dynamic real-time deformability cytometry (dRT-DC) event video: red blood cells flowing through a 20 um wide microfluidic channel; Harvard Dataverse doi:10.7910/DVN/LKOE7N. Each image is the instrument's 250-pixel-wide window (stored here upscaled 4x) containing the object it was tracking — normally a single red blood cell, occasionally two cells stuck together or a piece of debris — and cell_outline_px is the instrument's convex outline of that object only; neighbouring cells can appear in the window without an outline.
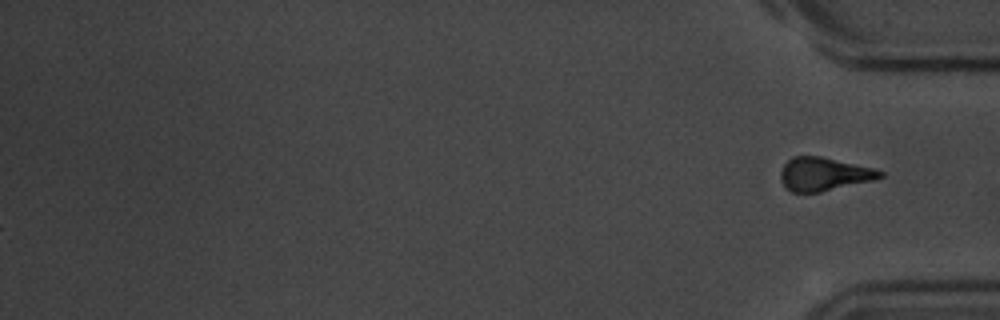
{"species": "common noctule bat (a hibernating species)", "species_latin": "Nyctalus noctula", "temperature_condition": "room temperature", "stored_images_in_passage": 45, "camera_frame_rate_fps": 3000, "um_per_image_px": 0.085, "animal": {"sex": "male", "body_mass_g": 20.1, "forearm_length_mm": 53.5}, "frame": {"image": 1, "passage_image": 45, "time_ms": 14.667, "image_size_px": [1000, 320], "cell_outline_px": [[884, 176], [872, 180], [820, 192], [792, 192], [780, 180], [780, 172], [784, 164], [792, 156], [820, 156], [876, 168], [884, 172]], "centroid_in_image_um": [70.04, 14.78], "position_along_channel_um": 365.2, "area_um2": 19.25}}